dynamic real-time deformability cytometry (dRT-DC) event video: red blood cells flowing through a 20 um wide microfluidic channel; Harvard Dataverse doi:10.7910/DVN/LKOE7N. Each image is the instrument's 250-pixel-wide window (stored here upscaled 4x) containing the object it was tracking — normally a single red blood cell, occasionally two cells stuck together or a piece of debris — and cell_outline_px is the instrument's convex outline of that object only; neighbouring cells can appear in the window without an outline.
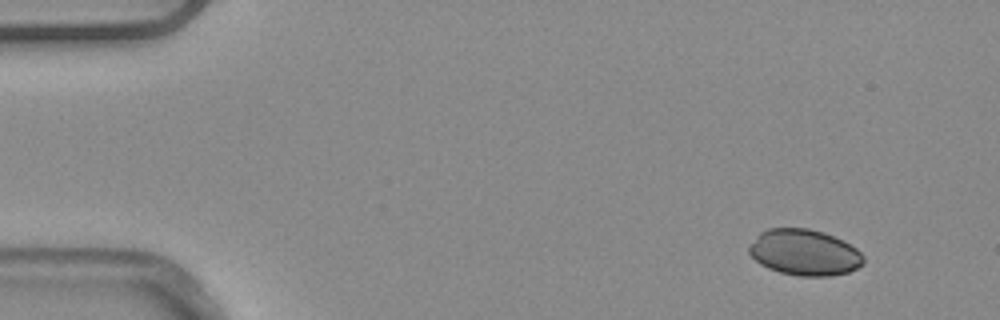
{"species": "common noctule bat (a hibernating species)", "species_latin": "Nyctalus noctula", "temperature_condition": "warm", "stored_images_in_passage": 4, "camera_frame_rate_fps": 3000, "um_per_image_px": 0.085, "animal": {"sex": "male", "body_mass_g": 20.4}, "frame": {"image": 1, "passage_image": 1, "time_ms": 0.0, "image_size_px": [1000, 320], "cell_outline_px": [[864, 264], [848, 272], [828, 276], [800, 276], [780, 272], [768, 268], [760, 264], [748, 252], [748, 248], [756, 236], [760, 232], [768, 228], [808, 228], [824, 232], [856, 248], [864, 256]], "centroid_in_image_um": [68.36, 21.46], "position_along_channel_um": 16.6, "area_um2": 30.58}}